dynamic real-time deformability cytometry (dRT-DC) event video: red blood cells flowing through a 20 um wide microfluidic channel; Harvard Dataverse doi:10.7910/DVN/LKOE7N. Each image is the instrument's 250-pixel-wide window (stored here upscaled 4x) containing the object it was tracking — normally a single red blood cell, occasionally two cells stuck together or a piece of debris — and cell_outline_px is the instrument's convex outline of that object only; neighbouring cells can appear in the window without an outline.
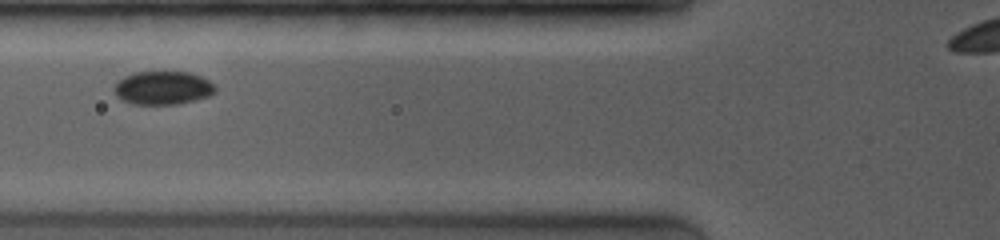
{"species": "common noctule bat (a hibernating species)", "species_latin": "Nyctalus noctula", "temperature_condition": "room temperature", "stored_images_in_passage": 19, "camera_frame_rate_fps": 4000, "um_per_image_px": 0.085, "animal": {"sex": "female", "body_mass_g": 19.0, "forearm_length_mm": 53.3}, "frame": {"image": 1, "passage_image": 4, "time_ms": 1.75, "image_size_px": [1000, 240], "cell_outline_px": [[216, 92], [208, 96], [196, 100], [176, 104], [132, 104], [120, 100], [116, 96], [112, 88], [124, 76], [132, 72], [188, 72], [200, 76], [208, 80], [216, 88]], "centroid_in_image_um": [13.81, 7.48], "position_along_channel_um": 112.0, "area_um2": 19.77}}